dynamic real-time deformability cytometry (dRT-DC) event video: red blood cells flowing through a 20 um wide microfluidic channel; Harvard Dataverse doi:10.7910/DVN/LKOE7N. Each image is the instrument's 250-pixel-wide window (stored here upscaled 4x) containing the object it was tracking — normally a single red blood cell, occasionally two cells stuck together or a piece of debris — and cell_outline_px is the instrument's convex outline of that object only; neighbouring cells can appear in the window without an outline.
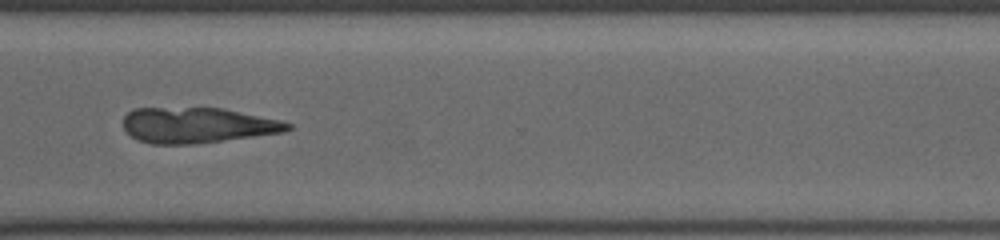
{"species": "common noctule bat (a hibernating species)", "species_latin": "Nyctalus noctula", "temperature_condition": "cold", "stored_images_in_passage": 50, "camera_frame_rate_fps": 3000, "um_per_image_px": 0.085, "animal": {"sex": "female", "body_mass_g": 19.5, "forearm_length_mm": 54.1}, "frame": {"image": 1, "passage_image": 39, "time_ms": 12.667, "image_size_px": [1000, 240], "cell_outline_px": [[292, 128], [284, 132], [192, 144], [152, 144], [140, 140], [132, 136], [124, 128], [124, 116], [132, 108], [224, 108], [280, 120], [292, 124]], "centroid_in_image_um": [16.78, 10.63], "position_along_channel_um": 353.8, "area_um2": 33.81}}
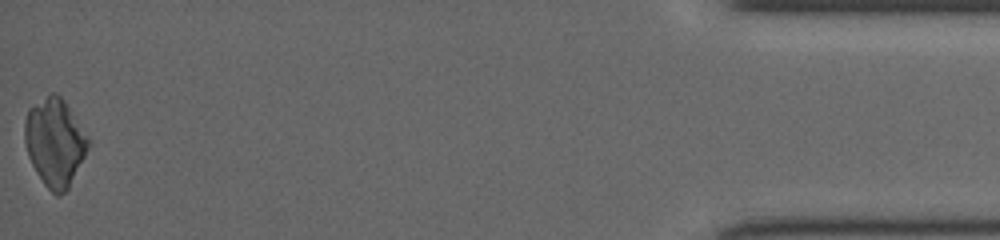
{"frame": {"image": 2, "passage_image": 50, "time_ms": 16.333, "image_size_px": [1000, 240], "cell_outline_px": [[88, 148], [68, 188], [60, 196], [56, 196], [44, 184], [36, 172], [28, 156], [24, 140], [24, 120], [28, 108], [52, 92], [56, 92], [64, 100], [88, 136]], "centroid_in_image_um": [4.63, 12.08], "position_along_channel_um": 430.6, "area_um2": 32.25}}